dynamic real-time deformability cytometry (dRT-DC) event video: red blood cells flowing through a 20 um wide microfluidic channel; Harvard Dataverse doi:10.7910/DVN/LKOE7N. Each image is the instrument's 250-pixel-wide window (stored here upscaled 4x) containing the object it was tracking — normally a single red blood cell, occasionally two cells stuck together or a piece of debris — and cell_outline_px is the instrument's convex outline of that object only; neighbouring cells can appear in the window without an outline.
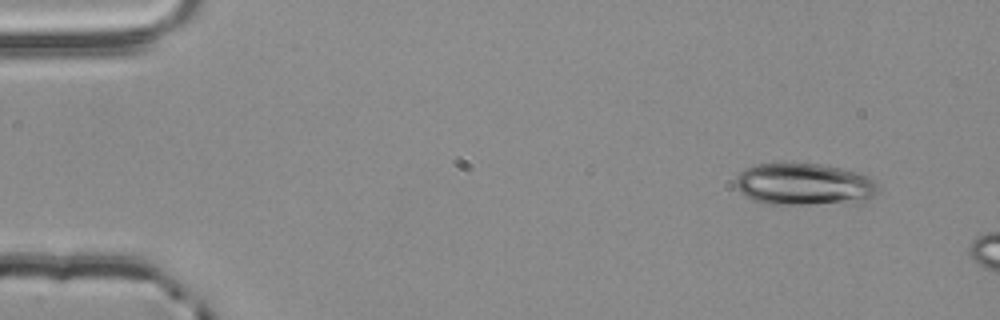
{"species": "common noctule bat (a hibernating species)", "species_latin": "Nyctalus noctula", "temperature_condition": "room temperature", "stored_images_in_passage": 3, "camera_frame_rate_fps": 3000, "um_per_image_px": 0.085, "animal": {"sex": "male", "body_mass_g": 20.4}, "frame": {"image": 1, "passage_image": 1, "time_ms": 0.0, "image_size_px": [1000, 320], "cell_outline_px": [[880, 188], [872, 196], [864, 200], [808, 204], [764, 204], [752, 200], [740, 192], [736, 184], [736, 176], [744, 168], [756, 164], [780, 160], [820, 164], [860, 172], [876, 180]], "centroid_in_image_um": [68.29, 15.61], "position_along_channel_um": 16.7, "area_um2": 35.6}}